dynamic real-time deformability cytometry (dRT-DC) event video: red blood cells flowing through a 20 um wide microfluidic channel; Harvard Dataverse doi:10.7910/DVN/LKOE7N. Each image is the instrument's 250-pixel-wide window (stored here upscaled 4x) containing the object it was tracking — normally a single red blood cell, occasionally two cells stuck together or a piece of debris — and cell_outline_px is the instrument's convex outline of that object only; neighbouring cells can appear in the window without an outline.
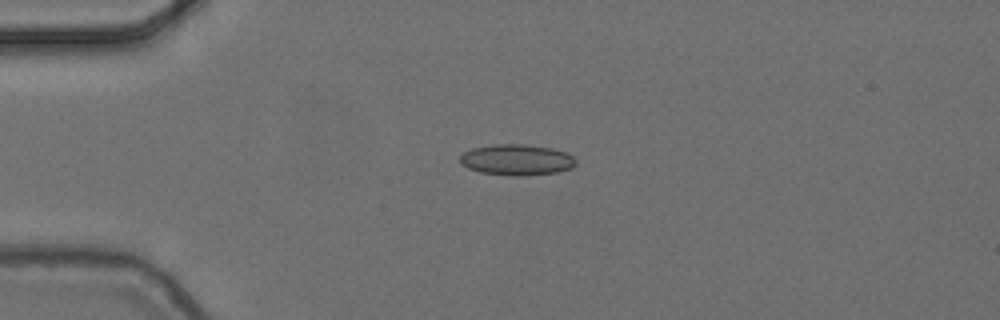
{"species": "common noctule bat (a hibernating species)", "species_latin": "Nyctalus noctula", "temperature_condition": "cold", "stored_images_in_passage": 5, "camera_frame_rate_fps": 3000, "um_per_image_px": 0.085, "animal": {"sex": "female", "body_mass_g": 24.6, "forearm_length_mm": 56.2}, "frame": {"image": 1, "passage_image": 4, "time_ms": 1.0, "image_size_px": [1000, 320], "cell_outline_px": [[576, 164], [572, 168], [556, 172], [524, 176], [512, 176], [480, 172], [468, 168], [460, 164], [460, 156], [464, 152], [472, 148], [492, 144], [524, 144], [552, 148], [568, 152], [576, 160]], "centroid_in_image_um": [43.92, 13.58], "position_along_channel_um": 41.1, "area_um2": 21.1}}